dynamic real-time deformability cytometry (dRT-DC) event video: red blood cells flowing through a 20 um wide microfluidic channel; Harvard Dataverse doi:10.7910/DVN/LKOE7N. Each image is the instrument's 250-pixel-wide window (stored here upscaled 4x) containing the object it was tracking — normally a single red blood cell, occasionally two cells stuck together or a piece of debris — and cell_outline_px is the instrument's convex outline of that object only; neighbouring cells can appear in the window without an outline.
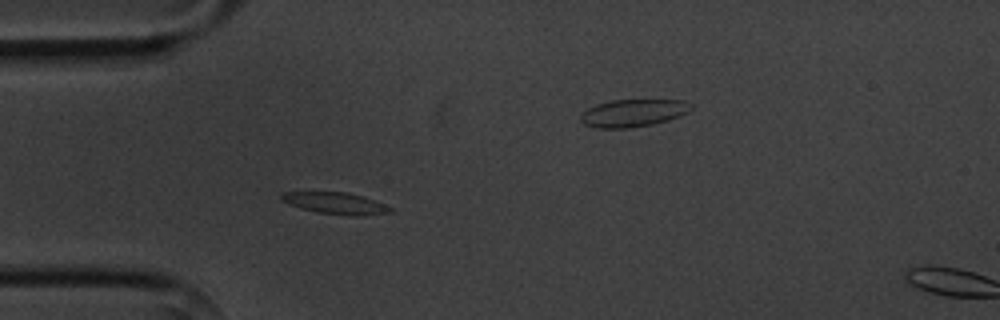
{"species": "common noctule bat (a hibernating species)", "species_latin": "Nyctalus noctula", "temperature_condition": "cold", "stored_images_in_passage": 5, "camera_frame_rate_fps": 3000, "um_per_image_px": 0.085, "animal": {"sex": "male", "body_mass_g": 20.1, "forearm_length_mm": 53.5}, "frame": {"image": 1, "passage_image": 4, "time_ms": 6.0, "image_size_px": [1000, 320], "cell_outline_px": [[392, 212], [360, 216], [352, 216], [316, 212], [300, 208], [288, 204], [280, 200], [280, 196], [284, 192], [348, 192], [384, 204], [392, 208]], "centroid_in_image_um": [28.48, 17.28], "position_along_channel_um": 56.5, "area_um2": 13.64}}